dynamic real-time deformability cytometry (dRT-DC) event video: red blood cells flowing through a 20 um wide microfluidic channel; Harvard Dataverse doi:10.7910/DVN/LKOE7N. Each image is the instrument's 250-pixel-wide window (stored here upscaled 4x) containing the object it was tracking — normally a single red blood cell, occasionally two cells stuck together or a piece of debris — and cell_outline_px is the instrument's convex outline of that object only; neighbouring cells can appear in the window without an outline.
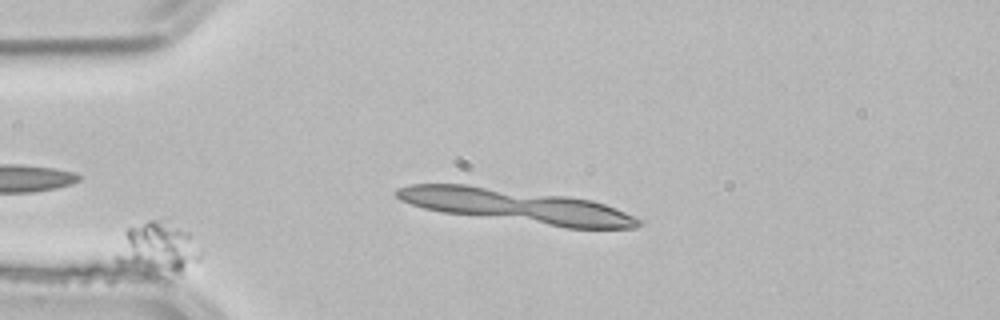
{"species": "common noctule bat (a hibernating species)", "species_latin": "Nyctalus noctula", "temperature_condition": "room temperature", "stored_images_in_passage": 6, "camera_frame_rate_fps": 3000, "um_per_image_px": 0.085, "animal": {"sex": "male", "body_mass_g": 21.5, "forearm_length_mm": 52.0}, "frame": {"image": 1, "passage_image": 2, "time_ms": 0.333, "image_size_px": [1000, 320], "cell_outline_px": [[200, 260], [180, 276], [176, 276], [144, 272], [120, 264], [112, 256], [124, 232], [128, 228], [148, 220], [156, 220], [188, 232], [200, 248]], "centroid_in_image_um": [13.38, 21.17], "position_along_channel_um": 71.6, "area_um2": 25.61}}